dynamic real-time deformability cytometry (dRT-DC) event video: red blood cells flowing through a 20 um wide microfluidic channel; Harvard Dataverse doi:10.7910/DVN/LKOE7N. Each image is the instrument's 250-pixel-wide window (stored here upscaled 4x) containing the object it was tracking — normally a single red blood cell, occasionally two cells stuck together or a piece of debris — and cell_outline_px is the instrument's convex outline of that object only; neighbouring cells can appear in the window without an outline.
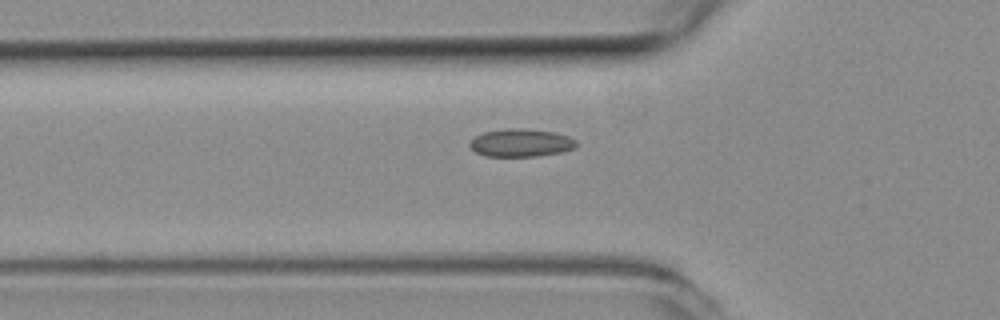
{"species": "common noctule bat (a hibernating species)", "species_latin": "Nyctalus noctula", "temperature_condition": "room temperature", "stored_images_in_passage": 38, "segment_of_instrument_passage": [1, 2], "camera_frame_rate_fps": 3000, "um_per_image_px": 0.085, "animal": {"sex": "female", "body_mass_g": 19.3, "forearm_length_mm": 54.1}, "frame": {"image": 1, "passage_image": 3, "time_ms": 0.667, "image_size_px": [1000, 320], "cell_outline_px": [[576, 148], [560, 152], [536, 156], [484, 156], [476, 152], [468, 144], [476, 136], [484, 132], [508, 128], [520, 128], [556, 132], [568, 136], [576, 140]], "centroid_in_image_um": [44.29, 12.13], "position_along_channel_um": 81.5, "area_um2": 17.22}}
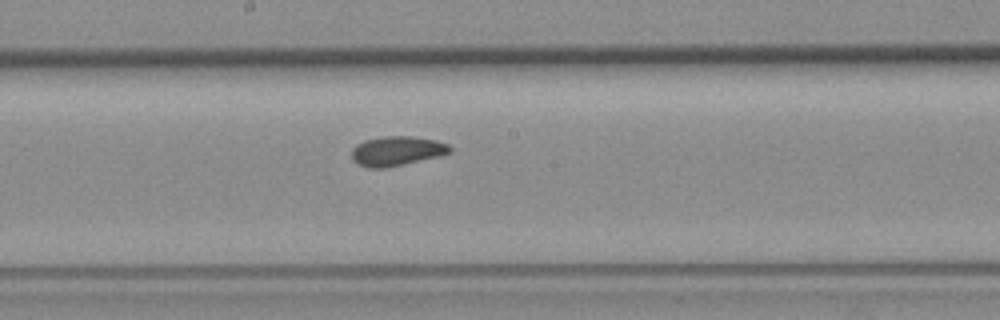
{"frame": {"image": 2, "passage_image": 13, "time_ms": 4.0, "image_size_px": [1000, 320], "cell_outline_px": [[452, 152], [440, 156], [404, 164], [384, 168], [368, 168], [352, 160], [352, 148], [356, 144], [364, 140], [384, 136], [412, 136], [436, 140], [448, 144], [452, 148]], "centroid_in_image_um": [33.74, 12.83], "position_along_channel_um": 214.5, "area_um2": 16.99}}
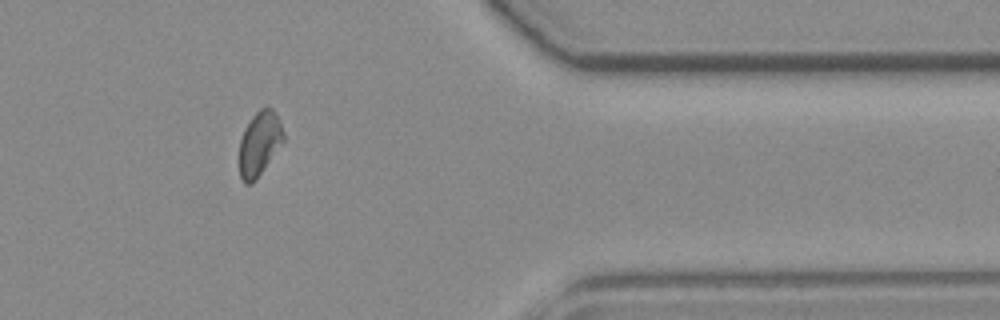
{"frame": {"image": 3, "passage_image": 28, "time_ms": 9.0, "image_size_px": [1000, 320], "cell_outline_px": [[284, 140], [256, 180], [252, 184], [244, 184], [240, 176], [240, 140], [244, 128], [252, 116], [260, 108], [272, 108], [276, 112], [280, 120], [284, 132]], "centroid_in_image_um": [22.06, 12.19], "position_along_channel_um": 389.3, "area_um2": 16.53}}